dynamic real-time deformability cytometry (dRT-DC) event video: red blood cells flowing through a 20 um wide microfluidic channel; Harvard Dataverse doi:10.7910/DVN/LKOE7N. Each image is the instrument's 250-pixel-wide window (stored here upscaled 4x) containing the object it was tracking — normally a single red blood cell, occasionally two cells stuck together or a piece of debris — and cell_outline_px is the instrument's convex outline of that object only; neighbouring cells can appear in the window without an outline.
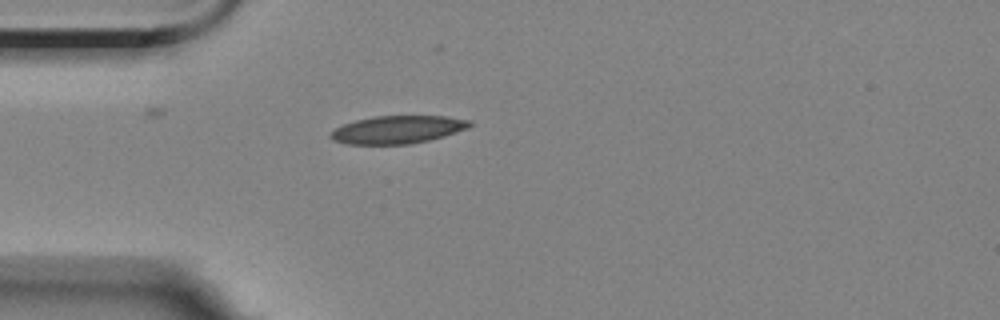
{"species": "Egyptian fruit bat (a non-hibernating species)", "species_latin": "Rousettus aegyptiacus", "temperature_condition": "room temperature", "stored_images_in_passage": 2, "camera_frame_rate_fps": 3000, "um_per_image_px": 0.085, "animal": {"sex": "female"}, "frame": {"image": 1, "passage_image": 1, "time_ms": 0.0, "image_size_px": [1000, 320], "cell_outline_px": [[472, 124], [468, 128], [444, 136], [428, 140], [408, 144], [344, 144], [332, 140], [328, 136], [336, 128], [344, 124], [356, 120], [372, 116], [448, 116], [472, 120]], "centroid_in_image_um": [33.8, 11.01], "position_along_channel_um": 51.2, "area_um2": 22.6}}